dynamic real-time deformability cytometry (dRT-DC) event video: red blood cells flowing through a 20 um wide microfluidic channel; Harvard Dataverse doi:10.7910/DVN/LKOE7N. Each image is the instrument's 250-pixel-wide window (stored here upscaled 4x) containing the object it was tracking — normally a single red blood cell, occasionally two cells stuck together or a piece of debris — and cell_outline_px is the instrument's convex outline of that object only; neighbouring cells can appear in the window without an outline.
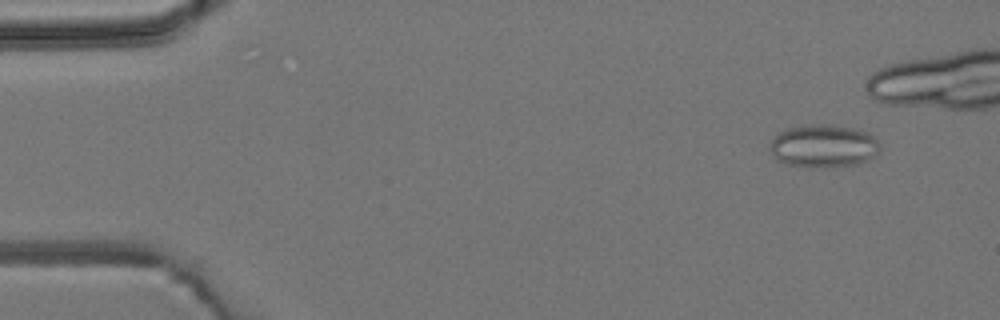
{"species": "common noctule bat (a hibernating species)", "species_latin": "Nyctalus noctula", "temperature_condition": "room temperature", "stored_images_in_passage": 5, "camera_frame_rate_fps": 3000, "um_per_image_px": 0.085, "animal": {"sex": "male", "body_mass_g": 19.2, "forearm_length_mm": 51.8}, "frame": {"image": 1, "passage_image": 2, "time_ms": 1.0, "image_size_px": [1000, 320], "cell_outline_px": [[880, 152], [876, 156], [856, 164], [824, 168], [812, 168], [788, 164], [776, 160], [772, 156], [768, 148], [768, 144], [780, 132], [788, 128], [804, 124], [832, 124], [852, 128], [868, 132], [880, 144]], "centroid_in_image_um": [69.97, 12.41], "position_along_channel_um": 15.0, "area_um2": 27.98}}